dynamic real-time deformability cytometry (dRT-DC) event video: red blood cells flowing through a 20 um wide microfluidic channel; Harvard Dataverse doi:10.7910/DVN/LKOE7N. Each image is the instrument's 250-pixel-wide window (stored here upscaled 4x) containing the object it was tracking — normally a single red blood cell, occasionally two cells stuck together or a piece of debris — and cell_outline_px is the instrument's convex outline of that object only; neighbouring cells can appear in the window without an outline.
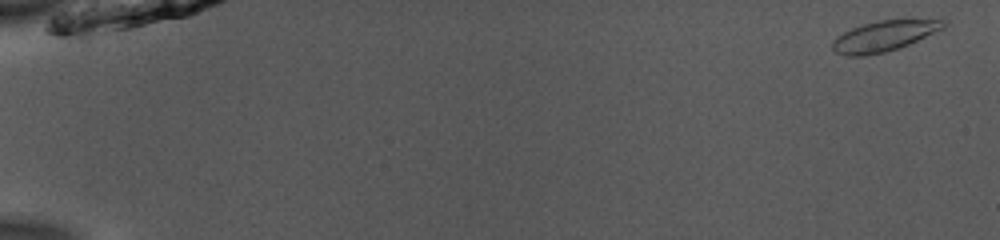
{"species": "common noctule bat (a hibernating species)", "species_latin": "Nyctalus noctula", "temperature_condition": "room temperature", "stored_images_in_passage": 53, "camera_frame_rate_fps": 3000, "um_per_image_px": 0.085, "animal": {"sex": "male", "body_mass_g": 13.0, "forearm_length_mm": 53.1}, "frame": {"image": 1, "passage_image": 2, "time_ms": 0.333, "image_size_px": [1000, 240], "cell_outline_px": [[948, 24], [944, 28], [900, 48], [884, 52], [864, 56], [848, 56], [832, 52], [832, 40], [836, 36], [852, 28], [864, 24], [880, 20], [904, 16], [948, 20]], "centroid_in_image_um": [75.22, 3.01], "position_along_channel_um": 9.8, "area_um2": 20.69}}
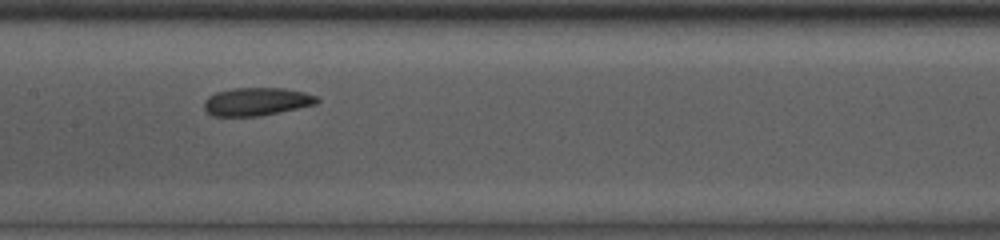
{"frame": {"image": 2, "passage_image": 28, "time_ms": 9.0, "image_size_px": [1000, 240], "cell_outline_px": [[320, 100], [316, 104], [260, 116], [212, 116], [204, 108], [204, 100], [208, 96], [216, 92], [232, 88], [284, 88], [304, 92], [316, 96]], "centroid_in_image_um": [21.79, 8.63], "position_along_channel_um": 185.6, "area_um2": 18.44}}
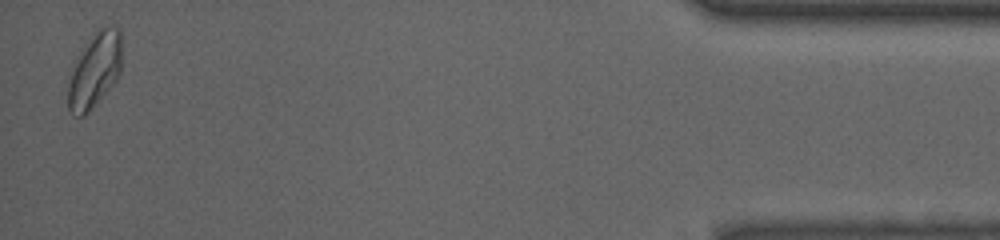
{"frame": {"image": 3, "passage_image": 52, "time_ms": 17.0, "image_size_px": [1000, 240], "cell_outline_px": [[120, 72], [116, 80], [88, 112], [84, 116], [72, 116], [68, 112], [68, 84], [76, 56], [92, 32], [96, 28], [116, 24], [120, 32]], "centroid_in_image_um": [8.02, 5.92], "position_along_channel_um": 427.2, "area_um2": 23.7}, "authors_computed_cell_mechanics": {"area_um2": 19.4208, "velocity_mm_per_s": 3.9319, "shape_relaxation_time_tau1_ms": null, "shape_relaxation_time_tau2_ms": 2.6675, "deformation_change_tau1": null, "deformation_change_tau2": 0.079}}